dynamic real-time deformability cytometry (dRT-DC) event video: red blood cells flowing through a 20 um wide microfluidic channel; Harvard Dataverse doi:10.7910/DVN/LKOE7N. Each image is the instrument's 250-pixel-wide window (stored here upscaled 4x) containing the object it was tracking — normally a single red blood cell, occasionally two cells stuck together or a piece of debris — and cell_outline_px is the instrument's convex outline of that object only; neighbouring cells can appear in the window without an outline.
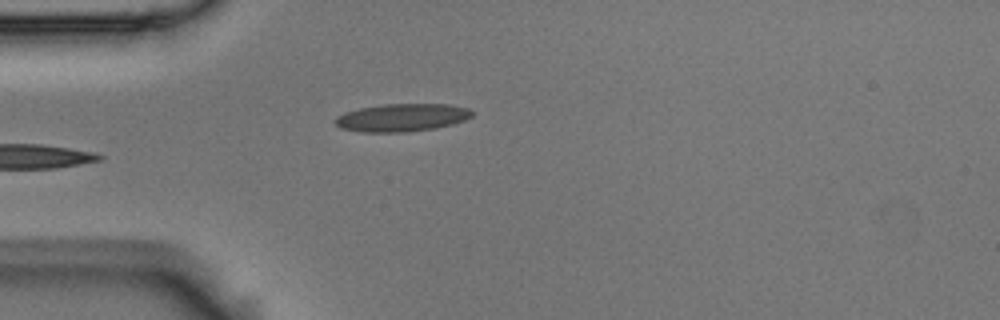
{"species": "Egyptian fruit bat (a non-hibernating species)", "species_latin": "Rousettus aegyptiacus", "temperature_condition": "room temperature", "stored_images_in_passage": 5, "camera_frame_rate_fps": 3000, "um_per_image_px": 0.085, "animal": {"sex": "male"}, "frame": {"image": 1, "passage_image": 5, "time_ms": 1.333, "image_size_px": [1000, 320], "cell_outline_px": [[472, 116], [464, 120], [452, 124], [436, 128], [408, 132], [360, 132], [340, 128], [332, 120], [336, 116], [344, 112], [360, 108], [384, 104], [448, 104], [468, 108], [472, 112]], "centroid_in_image_um": [34.12, 10.0], "position_along_channel_um": 50.9, "area_um2": 22.31}}